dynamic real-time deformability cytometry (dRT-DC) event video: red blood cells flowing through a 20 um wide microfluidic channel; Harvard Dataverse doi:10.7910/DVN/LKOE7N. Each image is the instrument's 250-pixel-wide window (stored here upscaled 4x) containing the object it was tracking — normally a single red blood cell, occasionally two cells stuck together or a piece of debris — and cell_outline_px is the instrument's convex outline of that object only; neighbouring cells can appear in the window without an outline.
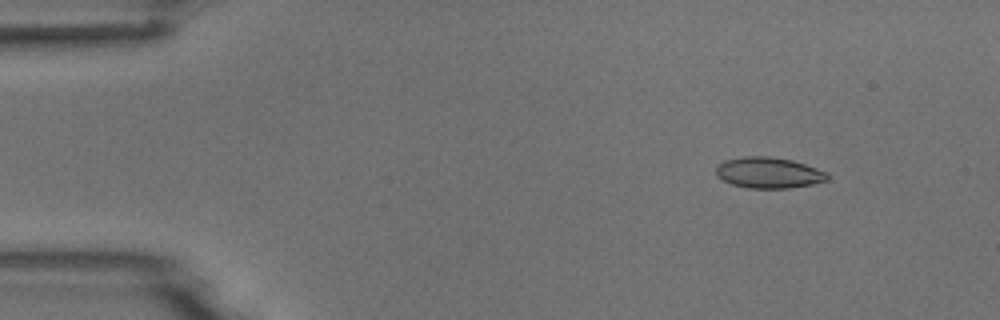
{"species": "common noctule bat (a hibernating species)", "species_latin": "Nyctalus noctula", "temperature_condition": "room temperature", "stored_images_in_passage": 4, "camera_frame_rate_fps": 3000, "um_per_image_px": 0.085, "animal": {"sex": "male", "body_mass_g": 18.8}, "frame": {"image": 1, "passage_image": 2, "time_ms": 1.0, "image_size_px": [1000, 320], "cell_outline_px": [[828, 180], [812, 184], [788, 188], [748, 188], [732, 184], [716, 176], [716, 168], [724, 160], [744, 156], [768, 156], [792, 160], [828, 172]], "centroid_in_image_um": [65.33, 14.68], "position_along_channel_um": 19.7, "area_um2": 20.0}}
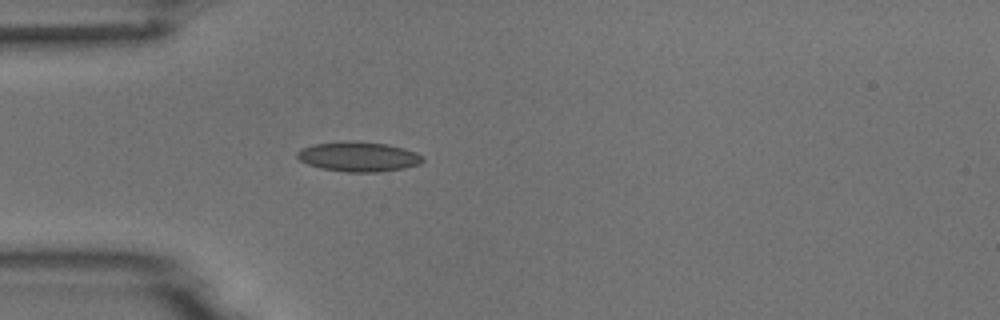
{"frame": {"image": 2, "passage_image": 4, "time_ms": 4.0, "image_size_px": [1000, 320], "cell_outline_px": [[424, 160], [420, 164], [404, 168], [380, 172], [344, 172], [324, 168], [308, 164], [300, 160], [296, 156], [296, 152], [300, 148], [312, 144], [344, 140], [352, 140], [388, 144], [404, 148], [416, 152], [424, 156]], "centroid_in_image_um": [30.48, 13.3], "position_along_channel_um": 54.5, "area_um2": 22.14}}